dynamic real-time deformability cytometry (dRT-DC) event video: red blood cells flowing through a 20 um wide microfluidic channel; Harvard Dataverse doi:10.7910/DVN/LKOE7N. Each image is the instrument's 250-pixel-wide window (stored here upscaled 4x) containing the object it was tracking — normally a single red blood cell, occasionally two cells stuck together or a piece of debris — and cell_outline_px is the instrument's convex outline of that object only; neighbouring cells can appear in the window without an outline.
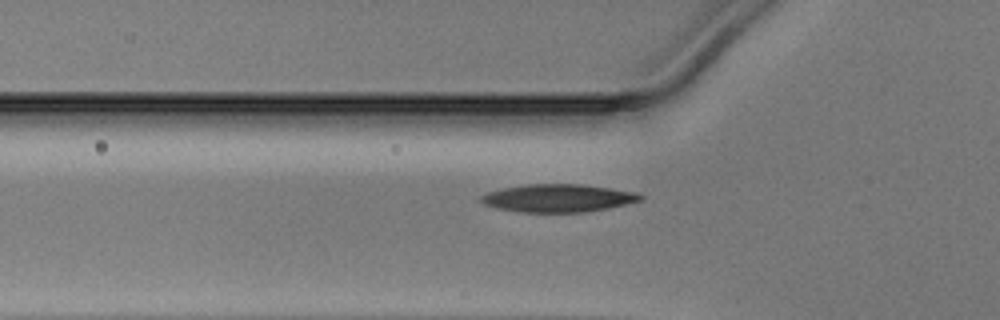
{"species": "Egyptian fruit bat (a non-hibernating species)", "species_latin": "Rousettus aegyptiacus", "temperature_condition": "warm", "stored_images_in_passage": 35, "camera_frame_rate_fps": 3000, "um_per_image_px": 0.085, "animal": {"sex": "male"}, "frame": {"image": 1, "passage_image": 7, "time_ms": 2.0, "image_size_px": [1000, 320], "cell_outline_px": [[644, 196], [640, 200], [608, 208], [584, 212], [520, 212], [500, 208], [484, 204], [480, 200], [480, 196], [488, 192], [504, 188], [528, 184], [580, 184], [612, 188], [636, 192]], "centroid_in_image_um": [47.45, 16.83], "position_along_channel_um": 78.4, "area_um2": 25.61}}
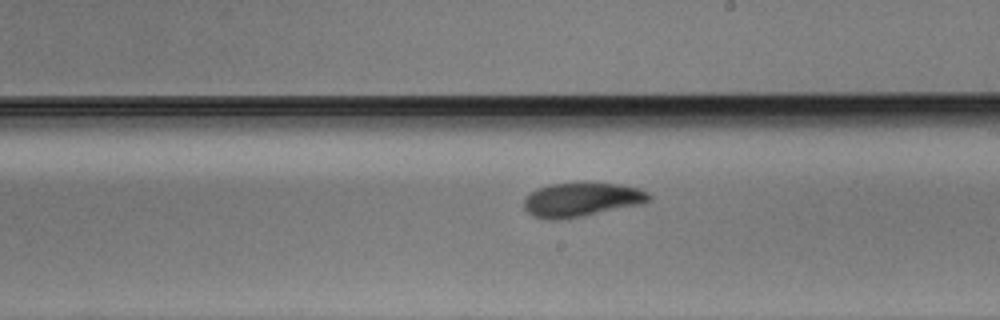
{"frame": {"image": 2, "passage_image": 19, "time_ms": 6.0, "image_size_px": [1000, 320], "cell_outline_px": [[652, 200], [644, 204], [560, 220], [548, 220], [532, 216], [524, 208], [524, 200], [536, 188], [552, 184], [620, 184], [640, 188], [648, 192], [652, 196]], "centroid_in_image_um": [49.47, 16.99], "position_along_channel_um": 239.5, "area_um2": 24.68}}
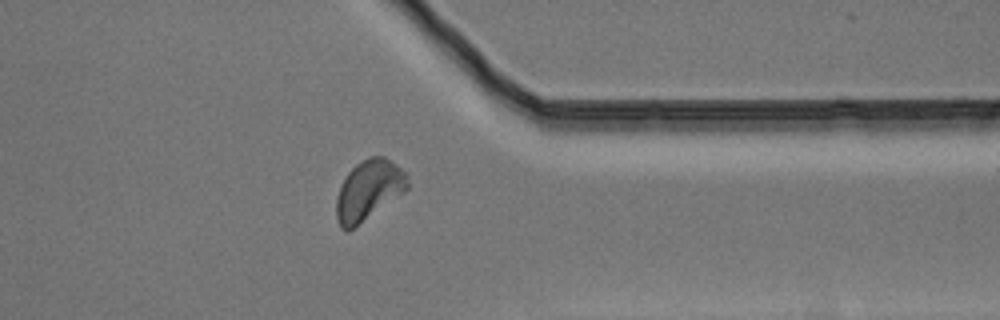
{"frame": {"image": 3, "passage_image": 30, "time_ms": 9.667, "image_size_px": [1000, 320], "cell_outline_px": [[408, 188], [404, 192], [348, 232], [340, 228], [336, 216], [336, 200], [340, 188], [348, 172], [356, 164], [372, 156], [384, 156], [392, 160], [408, 172]], "centroid_in_image_um": [31.36, 16.16], "position_along_channel_um": 380.0, "area_um2": 24.91}}